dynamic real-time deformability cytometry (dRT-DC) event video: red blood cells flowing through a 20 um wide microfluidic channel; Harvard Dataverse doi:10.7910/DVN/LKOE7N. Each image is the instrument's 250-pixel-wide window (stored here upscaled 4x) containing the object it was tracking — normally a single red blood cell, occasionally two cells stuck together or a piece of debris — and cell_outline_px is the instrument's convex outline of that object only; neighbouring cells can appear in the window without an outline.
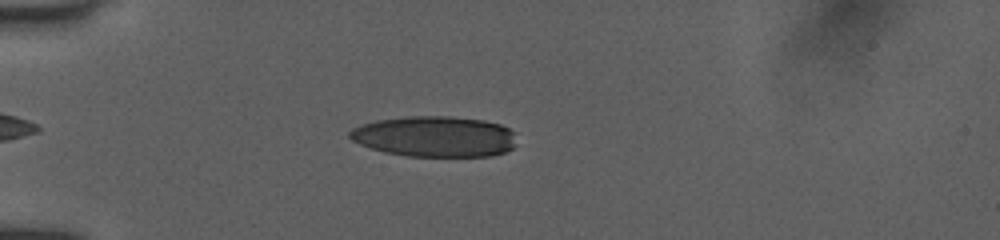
{"species": "human", "species_latin": "Homo sapiens", "temperature_condition": "room temperature", "stored_images_in_passage": 7, "camera_frame_rate_fps": 3000, "um_per_image_px": 0.085, "donor": {"sex": "female"}, "frame": {"image": 1, "passage_image": 4, "time_ms": 1.333, "image_size_px": [1000, 240], "cell_outline_px": [[512, 148], [504, 152], [492, 156], [404, 156], [384, 152], [360, 144], [352, 140], [348, 136], [348, 132], [352, 128], [364, 124], [380, 120], [416, 116], [448, 116], [484, 120], [500, 124], [508, 128], [512, 132]], "centroid_in_image_um": [36.92, 11.61], "position_along_channel_um": 48.1, "area_um2": 39.19}}
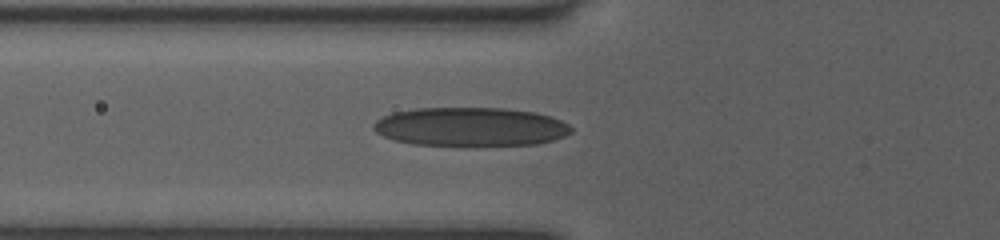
{"frame": {"image": 2, "passage_image": 7, "time_ms": 3.0, "image_size_px": [1000, 240], "cell_outline_px": [[572, 132], [564, 136], [552, 140], [536, 144], [412, 144], [396, 140], [384, 136], [376, 132], [372, 128], [376, 120], [392, 112], [416, 108], [500, 108], [536, 112], [560, 120], [568, 124], [572, 128]], "centroid_in_image_um": [39.98, 10.75], "position_along_channel_um": 85.8, "area_um2": 43.99}}